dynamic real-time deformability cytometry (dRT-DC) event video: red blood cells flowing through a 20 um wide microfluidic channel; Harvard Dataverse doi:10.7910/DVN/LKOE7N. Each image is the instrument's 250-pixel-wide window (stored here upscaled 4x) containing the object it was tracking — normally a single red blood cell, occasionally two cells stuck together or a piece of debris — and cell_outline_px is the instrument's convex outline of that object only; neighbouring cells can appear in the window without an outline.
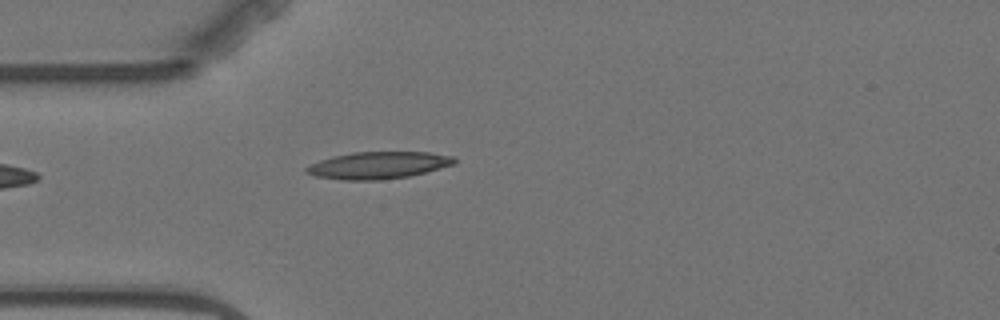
{"species": "Egyptian fruit bat (a non-hibernating species)", "species_latin": "Rousettus aegyptiacus", "temperature_condition": "warm", "stored_images_in_passage": 5, "camera_frame_rate_fps": 3000, "um_per_image_px": 0.085, "animal": {"sex": "female"}, "frame": {"image": 1, "passage_image": 5, "time_ms": 4.667, "image_size_px": [1000, 320], "cell_outline_px": [[456, 164], [408, 176], [380, 180], [344, 180], [316, 176], [304, 172], [304, 168], [308, 164], [332, 156], [352, 152], [428, 152], [456, 156]], "centroid_in_image_um": [32.14, 14.04], "position_along_channel_um": 52.9, "area_um2": 23.47}}